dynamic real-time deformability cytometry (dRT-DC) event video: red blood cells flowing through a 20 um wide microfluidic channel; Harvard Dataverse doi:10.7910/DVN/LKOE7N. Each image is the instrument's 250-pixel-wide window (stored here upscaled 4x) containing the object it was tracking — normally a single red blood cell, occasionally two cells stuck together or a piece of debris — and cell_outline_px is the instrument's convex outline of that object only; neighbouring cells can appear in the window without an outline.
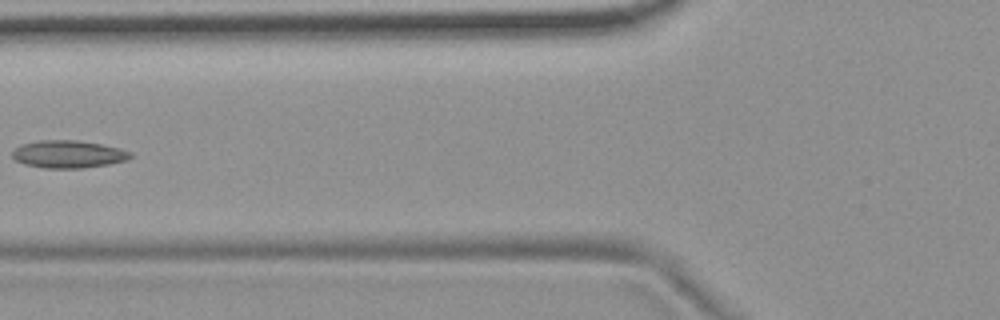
{"species": "common noctule bat (a hibernating species)", "species_latin": "Nyctalus noctula", "temperature_condition": "room temperature", "stored_images_in_passage": 7, "camera_frame_rate_fps": 3000, "um_per_image_px": 0.085, "animal": {"sex": "female", "body_mass_g": 19.9}, "frame": {"image": 1, "passage_image": 7, "time_ms": 2.0, "image_size_px": [1000, 320], "cell_outline_px": [[132, 156], [128, 160], [108, 164], [80, 168], [44, 168], [24, 164], [16, 160], [12, 156], [12, 152], [20, 144], [40, 140], [76, 140], [100, 144], [120, 148], [132, 152]], "centroid_in_image_um": [5.81, 13.1], "position_along_channel_um": 120.0, "area_um2": 18.96}}